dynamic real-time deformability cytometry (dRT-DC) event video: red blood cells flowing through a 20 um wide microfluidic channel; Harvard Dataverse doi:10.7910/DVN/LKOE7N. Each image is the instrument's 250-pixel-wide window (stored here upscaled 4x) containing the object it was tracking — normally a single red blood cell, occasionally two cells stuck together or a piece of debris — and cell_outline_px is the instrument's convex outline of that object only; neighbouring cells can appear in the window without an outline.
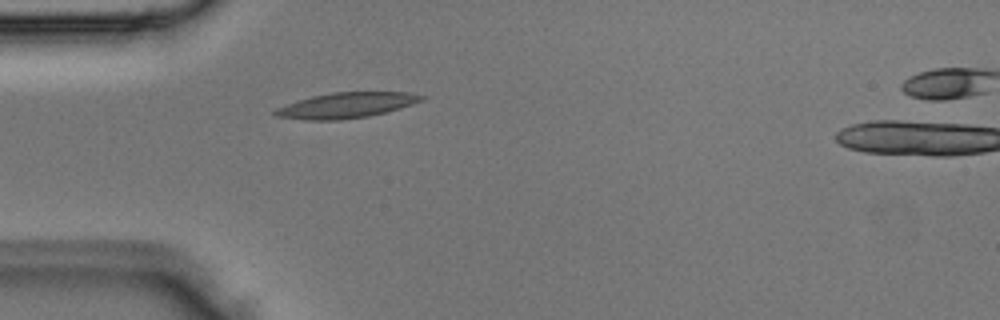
{"species": "Egyptian fruit bat (a non-hibernating species)", "species_latin": "Rousettus aegyptiacus", "temperature_condition": "room temperature", "stored_images_in_passage": 5, "camera_frame_rate_fps": 3000, "um_per_image_px": 0.085, "animal": {"sex": "male"}, "frame": {"image": 1, "passage_image": 4, "time_ms": 1.0, "image_size_px": [1000, 320], "cell_outline_px": [[428, 96], [424, 100], [412, 104], [384, 112], [368, 116], [340, 120], [304, 120], [276, 116], [272, 112], [276, 108], [312, 96], [332, 92], [408, 92]], "centroid_in_image_um": [29.45, 8.95], "position_along_channel_um": 55.5, "area_um2": 21.56}}